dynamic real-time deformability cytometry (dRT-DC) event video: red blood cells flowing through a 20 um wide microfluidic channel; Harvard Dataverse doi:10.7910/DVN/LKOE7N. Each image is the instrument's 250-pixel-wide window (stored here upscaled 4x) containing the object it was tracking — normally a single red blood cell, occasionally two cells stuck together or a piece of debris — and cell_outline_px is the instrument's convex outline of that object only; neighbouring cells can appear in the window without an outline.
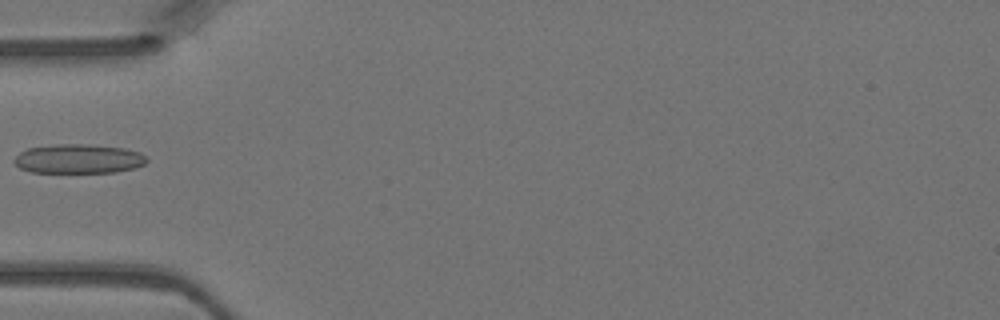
{"species": "Egyptian fruit bat (a non-hibernating species)", "species_latin": "Rousettus aegyptiacus", "temperature_condition": "warm", "stored_images_in_passage": 4, "camera_frame_rate_fps": 3000, "um_per_image_px": 0.085, "animal": {"sex": "female"}, "frame": {"image": 1, "passage_image": 4, "time_ms": 1.0, "image_size_px": [1000, 320], "cell_outline_px": [[148, 160], [144, 164], [136, 168], [116, 172], [32, 172], [20, 168], [12, 160], [20, 152], [28, 148], [56, 144], [88, 144], [124, 148], [140, 152]], "centroid_in_image_um": [6.68, 13.49], "position_along_channel_um": 78.3, "area_um2": 22.6}}